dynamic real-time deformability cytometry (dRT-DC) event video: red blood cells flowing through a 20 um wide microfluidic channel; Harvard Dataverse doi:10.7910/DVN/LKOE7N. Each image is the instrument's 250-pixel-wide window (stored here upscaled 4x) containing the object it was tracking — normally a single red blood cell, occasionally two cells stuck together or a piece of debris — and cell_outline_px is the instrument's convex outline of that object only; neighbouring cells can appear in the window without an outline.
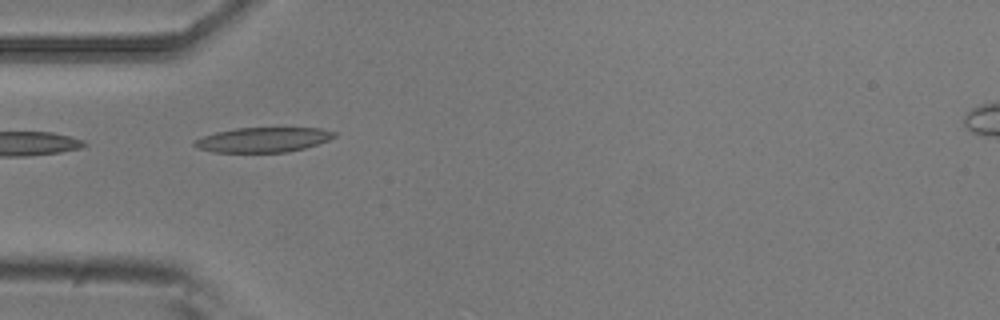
{"species": "common noctule bat (a hibernating species)", "species_latin": "Nyctalus noctula", "temperature_condition": "room temperature", "stored_images_in_passage": 2, "camera_frame_rate_fps": 3000, "um_per_image_px": 0.085, "animal": {"sex": "male", "body_mass_g": 20.5, "forearm_length_mm": 52.5}, "frame": {"image": 1, "passage_image": 1, "time_ms": 0.0, "image_size_px": [1000, 320], "cell_outline_px": [[336, 136], [328, 140], [304, 148], [288, 152], [212, 152], [196, 148], [192, 144], [192, 140], [216, 132], [236, 128], [320, 128], [336, 132]], "centroid_in_image_um": [22.32, 11.88], "position_along_channel_um": 62.7, "area_um2": 20.23}}
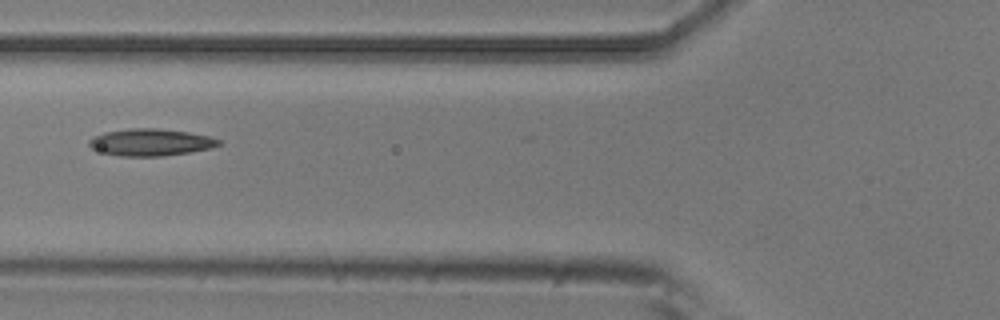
{"frame": {"image": 2, "passage_image": 2, "time_ms": 0.333, "image_size_px": [1000, 320], "cell_outline_px": [[224, 144], [212, 148], [188, 152], [160, 156], [120, 156], [104, 152], [92, 148], [88, 144], [88, 140], [92, 136], [104, 132], [128, 128], [156, 128], [188, 132], [208, 136], [220, 140]], "centroid_in_image_um": [12.8, 12.08], "position_along_channel_um": 113.0, "area_um2": 20.4}}